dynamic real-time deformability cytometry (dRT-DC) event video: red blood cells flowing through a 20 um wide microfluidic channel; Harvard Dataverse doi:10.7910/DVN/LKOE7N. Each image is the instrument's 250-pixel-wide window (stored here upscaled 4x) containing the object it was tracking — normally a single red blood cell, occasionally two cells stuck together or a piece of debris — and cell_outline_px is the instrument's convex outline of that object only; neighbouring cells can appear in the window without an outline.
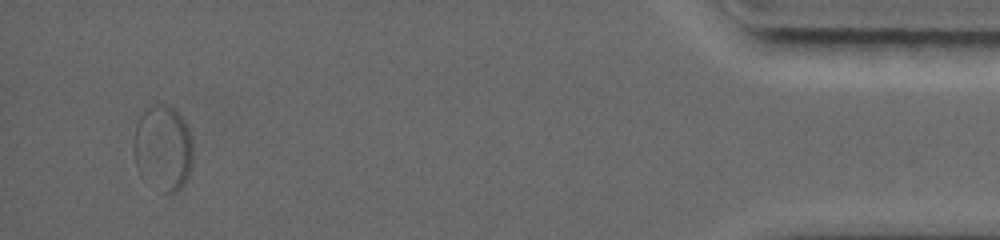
{"species": "common noctule bat (a hibernating species)", "species_latin": "Nyctalus noctula", "temperature_condition": "warm", "stored_images_in_passage": 30, "segment_of_instrument_passage": [2, 2], "camera_frame_rate_fps": 5000, "um_per_image_px": 0.085, "animal": {"sex": "female", "body_mass_g": 19.0, "forearm_length_mm": 56.7}, "frame": {"image": 1, "passage_image": 27, "time_ms": 13.6, "image_size_px": [1000, 240], "cell_outline_px": [[192, 164], [188, 176], [184, 184], [176, 192], [164, 192], [164, 108], [168, 108], [180, 116], [184, 120], [192, 144]], "centroid_in_image_um": [14.97, 12.9], "position_along_channel_um": 420.2, "area_um2": 13.76}}